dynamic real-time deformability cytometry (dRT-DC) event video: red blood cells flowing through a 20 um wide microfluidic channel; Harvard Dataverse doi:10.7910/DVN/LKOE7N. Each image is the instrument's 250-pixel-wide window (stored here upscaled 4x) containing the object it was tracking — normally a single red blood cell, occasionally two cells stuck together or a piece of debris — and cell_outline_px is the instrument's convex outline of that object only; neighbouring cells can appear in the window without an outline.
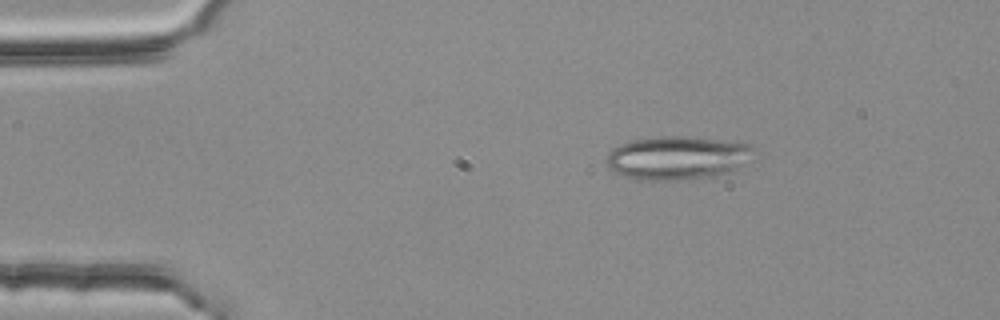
{"species": "common noctule bat (a hibernating species)", "species_latin": "Nyctalus noctula", "temperature_condition": "room temperature", "stored_images_in_passage": 3, "camera_frame_rate_fps": 3000, "um_per_image_px": 0.085, "animal": {"sex": "female", "body_mass_g": 25.1}, "frame": {"image": 1, "passage_image": 2, "time_ms": 0.333, "image_size_px": [1000, 320], "cell_outline_px": [[748, 160], [736, 168], [728, 172], [704, 176], [676, 180], [636, 180], [624, 176], [616, 172], [608, 164], [608, 152], [612, 148], [620, 144], [632, 140], [660, 136], [688, 136], [748, 144]], "centroid_in_image_um": [57.46, 13.41], "position_along_channel_um": 27.5, "area_um2": 36.24}}